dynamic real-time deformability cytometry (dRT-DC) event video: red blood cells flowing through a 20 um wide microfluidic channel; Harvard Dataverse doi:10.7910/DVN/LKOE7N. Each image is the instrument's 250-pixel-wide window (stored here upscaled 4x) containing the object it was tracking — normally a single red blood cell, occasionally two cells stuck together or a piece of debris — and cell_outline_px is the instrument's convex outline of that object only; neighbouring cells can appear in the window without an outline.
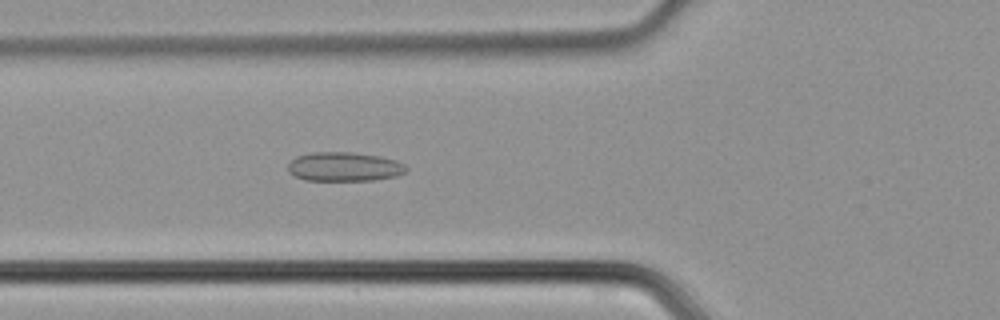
{"species": "common noctule bat (a hibernating species)", "species_latin": "Nyctalus noctula", "temperature_condition": "cold", "stored_images_in_passage": 38, "camera_frame_rate_fps": 3000, "um_per_image_px": 0.085, "animal": {"sex": "male", "body_mass_g": 21.5, "forearm_length_mm": 52.0}, "frame": {"image": 1, "passage_image": 8, "time_ms": 2.333, "image_size_px": [1000, 320], "cell_outline_px": [[408, 168], [404, 172], [396, 176], [372, 180], [304, 180], [288, 172], [288, 164], [296, 156], [312, 152], [352, 152], [380, 156], [396, 160], [404, 164]], "centroid_in_image_um": [29.25, 14.16], "position_along_channel_um": 96.5, "area_um2": 20.06}}
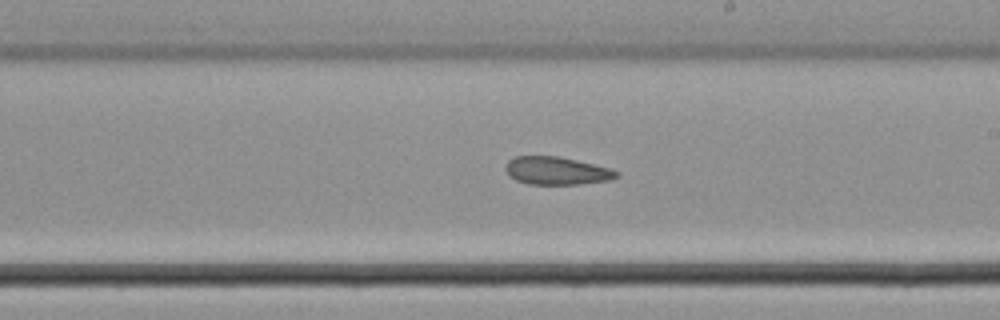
{"frame": {"image": 2, "passage_image": 18, "time_ms": 5.667, "image_size_px": [1000, 320], "cell_outline_px": [[620, 176], [608, 180], [580, 184], [528, 184], [516, 180], [508, 176], [504, 168], [508, 160], [516, 156], [556, 156], [576, 160], [608, 168], [620, 172]], "centroid_in_image_um": [47.27, 14.52], "position_along_channel_um": 241.7, "area_um2": 17.98}}
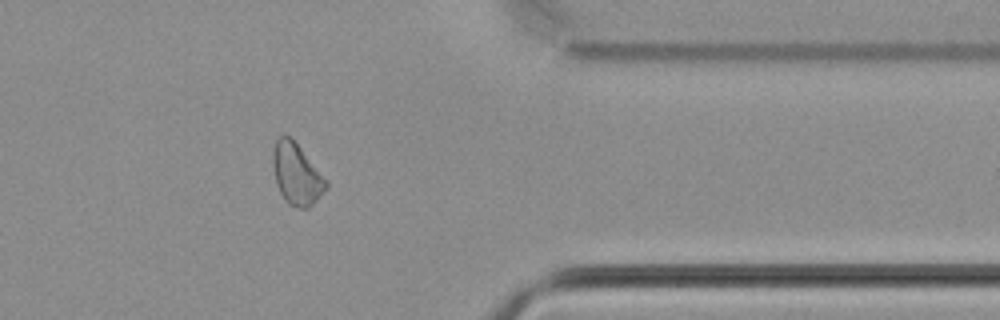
{"frame": {"image": 3, "passage_image": 29, "time_ms": 9.333, "image_size_px": [1000, 320], "cell_outline_px": [[328, 188], [308, 208], [300, 208], [288, 204], [284, 200], [276, 184], [272, 160], [272, 152], [276, 136], [292, 136], [328, 180]], "centroid_in_image_um": [25.21, 14.76], "position_along_channel_um": 386.2, "area_um2": 19.42}}